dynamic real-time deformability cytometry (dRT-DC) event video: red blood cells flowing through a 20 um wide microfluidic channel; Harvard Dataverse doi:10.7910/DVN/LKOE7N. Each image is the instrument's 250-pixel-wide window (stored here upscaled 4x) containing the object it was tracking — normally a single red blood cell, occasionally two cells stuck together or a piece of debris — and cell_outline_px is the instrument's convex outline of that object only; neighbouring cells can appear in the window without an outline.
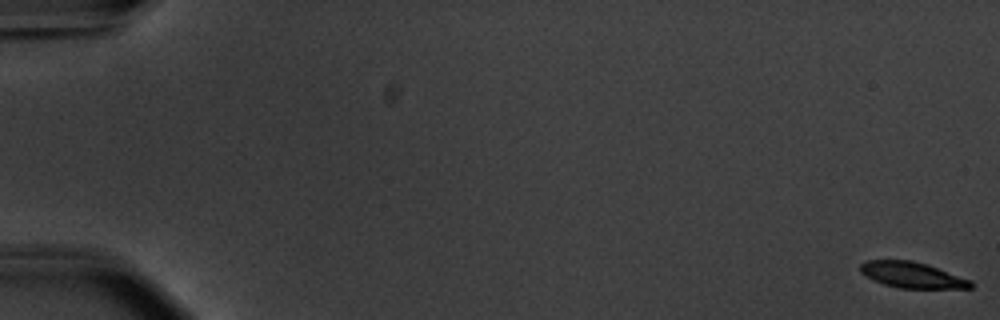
{"species": "common noctule bat (a hibernating species)", "species_latin": "Nyctalus noctula", "temperature_condition": "warm", "stored_images_in_passage": 56, "camera_frame_rate_fps": 3000, "um_per_image_px": 0.085, "animal": {"sex": "male", "body_mass_g": 20.1, "forearm_length_mm": 53.5}, "frame": {"image": 1, "passage_image": 1, "time_ms": 0.0, "image_size_px": [1000, 320], "cell_outline_px": [[972, 288], [900, 288], [884, 284], [864, 276], [860, 272], [860, 264], [864, 260], [912, 260], [928, 264], [972, 280]], "centroid_in_image_um": [77.51, 23.36], "position_along_channel_um": 7.5, "area_um2": 16.76}}
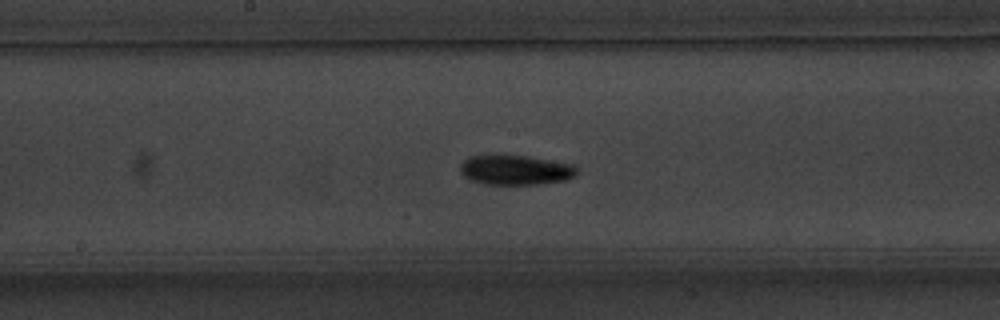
{"frame": {"image": 2, "passage_image": 31, "time_ms": 10.0, "image_size_px": [1000, 320], "cell_outline_px": [[580, 168], [576, 176], [568, 180], [536, 184], [484, 184], [468, 180], [460, 172], [460, 164], [468, 156], [492, 152], [528, 156], [576, 164]], "centroid_in_image_um": [43.81, 14.4], "position_along_channel_um": 204.4, "area_um2": 21.39}}
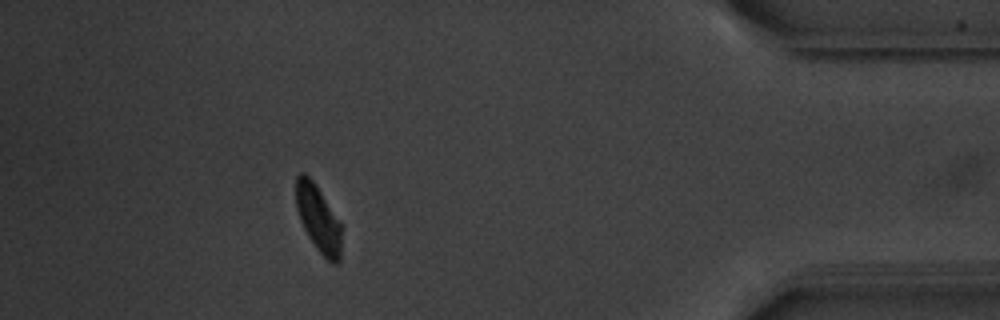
{"frame": {"image": 3, "passage_image": 51, "time_ms": 16.667, "image_size_px": [1000, 320], "cell_outline_px": [[340, 260], [336, 264], [332, 264], [316, 248], [308, 236], [300, 220], [296, 208], [296, 176], [300, 172], [304, 172], [312, 180], [340, 220]], "centroid_in_image_um": [27.04, 18.57], "position_along_channel_um": 408.2, "area_um2": 17.51}, "authors_computed_cell_mechanics": {"area_um2": 18.6694, "velocity_mm_per_s": 3.7207, "shape_relaxation_time_tau1_ms": 1.7423, "shape_relaxation_time_tau2_ms": 6.8211, "deformation_change_tau1": 0.1701, "deformation_change_tau2": 0.109}}